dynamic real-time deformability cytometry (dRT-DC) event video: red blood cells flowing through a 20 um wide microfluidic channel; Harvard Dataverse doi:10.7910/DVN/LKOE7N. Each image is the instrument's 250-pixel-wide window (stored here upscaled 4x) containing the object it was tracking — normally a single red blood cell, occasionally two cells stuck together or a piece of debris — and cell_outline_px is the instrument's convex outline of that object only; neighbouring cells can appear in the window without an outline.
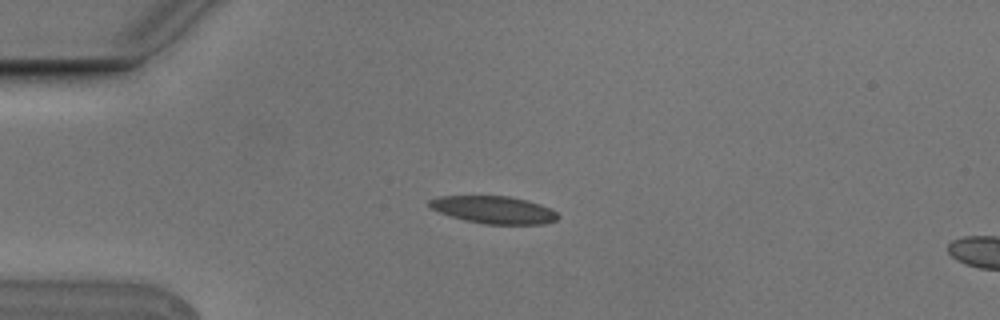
{"species": "Egyptian fruit bat (a non-hibernating species)", "species_latin": "Rousettus aegyptiacus", "temperature_condition": "cold", "stored_images_in_passage": 5, "camera_frame_rate_fps": 3000, "um_per_image_px": 0.085, "animal": {"sex": "male"}, "frame": {"image": 1, "passage_image": 4, "time_ms": 1.0, "image_size_px": [1000, 320], "cell_outline_px": [[560, 216], [556, 220], [544, 224], [484, 224], [464, 220], [440, 212], [432, 208], [428, 204], [428, 200], [436, 196], [508, 196], [528, 200], [552, 208]], "centroid_in_image_um": [42.0, 17.83], "position_along_channel_um": 43.0, "area_um2": 20.63}}